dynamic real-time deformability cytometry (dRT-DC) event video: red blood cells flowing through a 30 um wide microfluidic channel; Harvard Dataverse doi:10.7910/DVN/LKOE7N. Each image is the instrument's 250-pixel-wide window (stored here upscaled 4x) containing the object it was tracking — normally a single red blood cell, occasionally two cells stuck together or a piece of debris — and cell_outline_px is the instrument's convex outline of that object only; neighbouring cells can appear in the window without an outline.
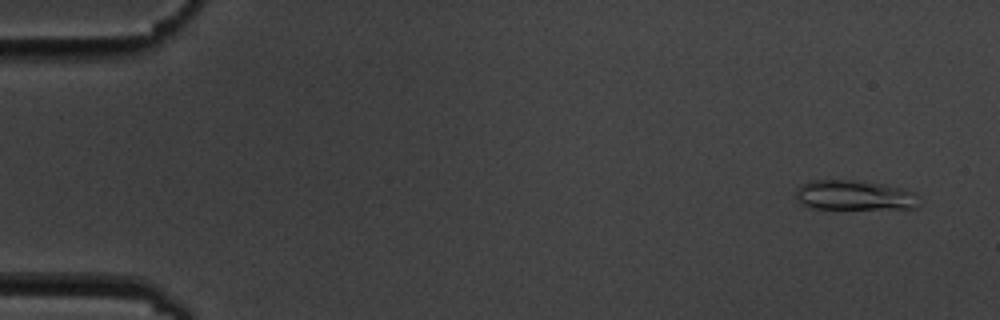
{"species": "common noctule bat (a hibernating species)", "species_latin": "Nyctalus noctula", "temperature_condition": "cold", "stored_images_in_passage": 5, "camera_frame_rate_fps": 3000, "um_per_image_px": 0.085, "animal": {"sex": "male", "body_mass_g": 19.5, "forearm_length_mm": 54.6}, "frame": {"image": 1, "passage_image": 1, "time_ms": 0.0, "image_size_px": [1000, 320], "cell_outline_px": [[920, 204], [916, 208], [808, 208], [796, 196], [796, 188], [800, 184], [812, 180], [852, 180], [884, 184], [916, 192]], "centroid_in_image_um": [72.63, 16.59], "position_along_channel_um": 12.4, "area_um2": 21.33}}